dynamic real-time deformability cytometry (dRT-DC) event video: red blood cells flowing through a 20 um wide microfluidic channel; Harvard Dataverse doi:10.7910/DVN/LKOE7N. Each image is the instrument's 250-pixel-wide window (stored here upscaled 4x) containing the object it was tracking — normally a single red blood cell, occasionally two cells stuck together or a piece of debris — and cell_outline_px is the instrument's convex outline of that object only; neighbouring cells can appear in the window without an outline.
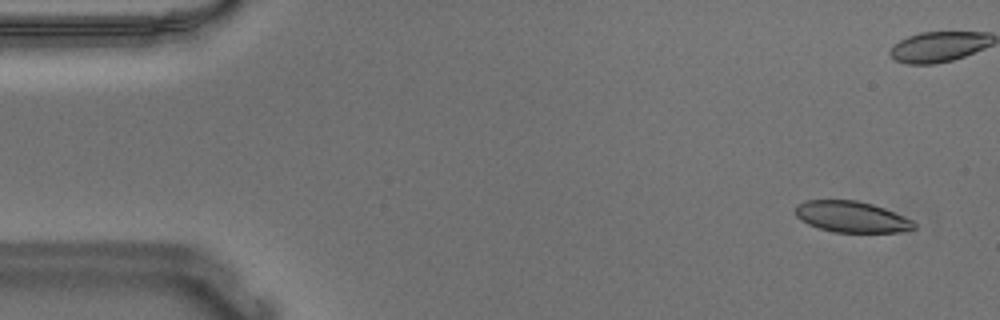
{"species": "Egyptian fruit bat (a non-hibernating species)", "species_latin": "Rousettus aegyptiacus", "temperature_condition": "warm", "stored_images_in_passage": 55, "camera_frame_rate_fps": 3000, "um_per_image_px": 0.085, "animal": {"sex": "male"}, "frame": {"image": 1, "passage_image": 3, "time_ms": 0.667, "image_size_px": [1000, 320], "cell_outline_px": [[916, 228], [900, 232], [832, 232], [808, 224], [800, 220], [796, 216], [796, 204], [804, 200], [856, 200], [872, 204], [884, 208], [904, 216], [912, 220], [916, 224]], "centroid_in_image_um": [72.37, 18.43], "position_along_channel_um": 12.6, "area_um2": 21.56}}
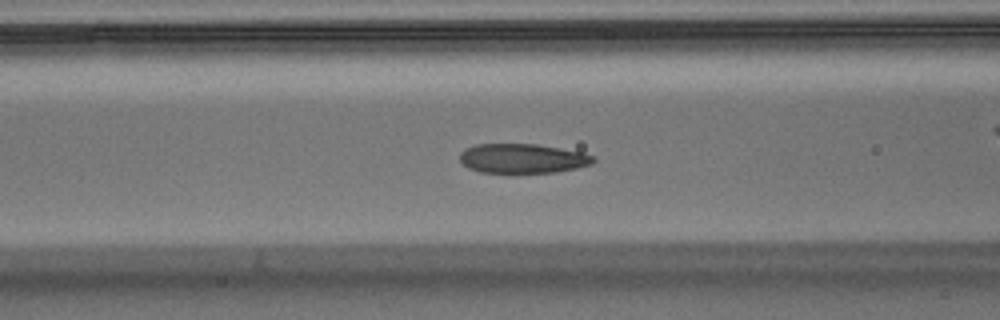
{"frame": {"image": 2, "passage_image": 21, "time_ms": 6.667, "image_size_px": [1000, 320], "cell_outline_px": [[596, 160], [592, 164], [576, 168], [556, 172], [480, 172], [468, 168], [460, 160], [460, 152], [464, 148], [476, 144], [536, 144], [584, 152], [596, 156]], "centroid_in_image_um": [44.44, 13.46], "position_along_channel_um": 122.2, "area_um2": 23.0}}
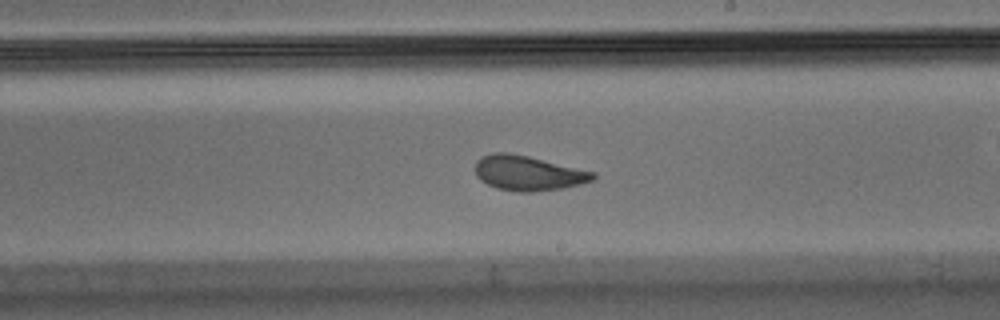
{"frame": {"image": 3, "passage_image": 31, "time_ms": 10.0, "image_size_px": [1000, 320], "cell_outline_px": [[596, 176], [592, 180], [580, 184], [564, 188], [532, 192], [516, 192], [496, 188], [480, 180], [476, 176], [476, 160], [480, 156], [492, 152], [508, 152], [528, 156], [596, 172]], "centroid_in_image_um": [44.87, 14.71], "position_along_channel_um": 244.1, "area_um2": 24.1}, "authors_computed_cell_mechanics": {"area_um2": 23.8136, "velocity_mm_per_s": 3.6558, "shape_relaxation_time_tau1_ms": 4.9474, "shape_relaxation_time_tau2_ms": 2.106, "deformation_change_tau1": 0.1574, "deformation_change_tau2": 0.0562}}